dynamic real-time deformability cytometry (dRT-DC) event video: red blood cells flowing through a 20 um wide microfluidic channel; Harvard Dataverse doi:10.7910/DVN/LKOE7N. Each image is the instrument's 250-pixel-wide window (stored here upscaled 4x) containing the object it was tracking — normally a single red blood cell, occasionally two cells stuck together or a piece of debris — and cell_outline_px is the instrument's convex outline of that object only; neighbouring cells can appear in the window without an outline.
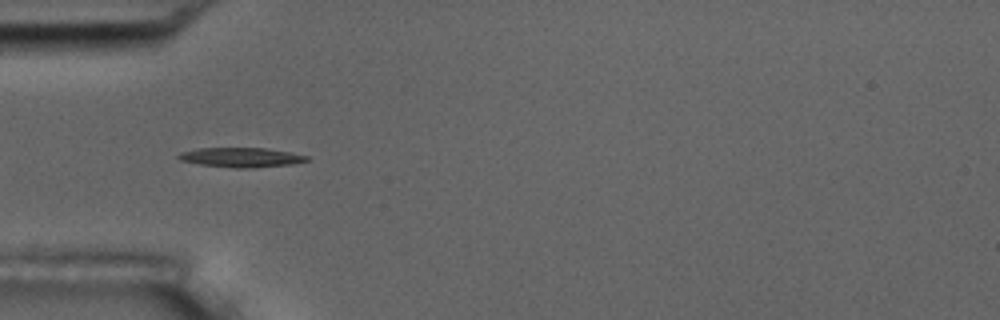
{"species": "common noctule bat (a hibernating species)", "species_latin": "Nyctalus noctula", "temperature_condition": "room temperature", "stored_images_in_passage": 8, "camera_frame_rate_fps": 3000, "um_per_image_px": 0.085, "animal": {"sex": "male", "body_mass_g": 17.5, "forearm_length_mm": 52.3}, "frame": {"image": 1, "passage_image": 5, "time_ms": 4.667, "image_size_px": [1000, 320], "cell_outline_px": [[312, 160], [292, 164], [252, 168], [236, 168], [200, 164], [180, 160], [176, 156], [180, 152], [200, 148], [264, 148], [288, 152], [308, 156]], "centroid_in_image_um": [20.51, 13.38], "position_along_channel_um": 64.5, "area_um2": 14.57}}
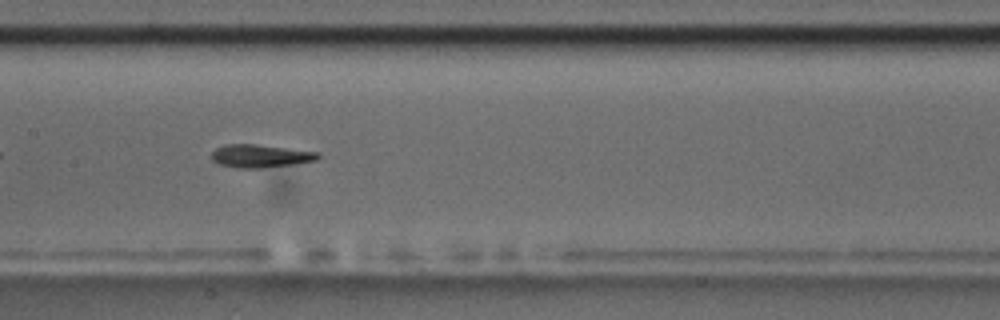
{"frame": {"image": 2, "passage_image": 8, "time_ms": 8.0, "image_size_px": [1000, 320], "cell_outline_px": [[320, 156], [316, 160], [292, 164], [260, 168], [236, 168], [216, 164], [212, 160], [212, 152], [216, 148], [224, 144], [256, 144], [320, 152]], "centroid_in_image_um": [22.09, 13.26], "position_along_channel_um": 185.3, "area_um2": 14.33}}